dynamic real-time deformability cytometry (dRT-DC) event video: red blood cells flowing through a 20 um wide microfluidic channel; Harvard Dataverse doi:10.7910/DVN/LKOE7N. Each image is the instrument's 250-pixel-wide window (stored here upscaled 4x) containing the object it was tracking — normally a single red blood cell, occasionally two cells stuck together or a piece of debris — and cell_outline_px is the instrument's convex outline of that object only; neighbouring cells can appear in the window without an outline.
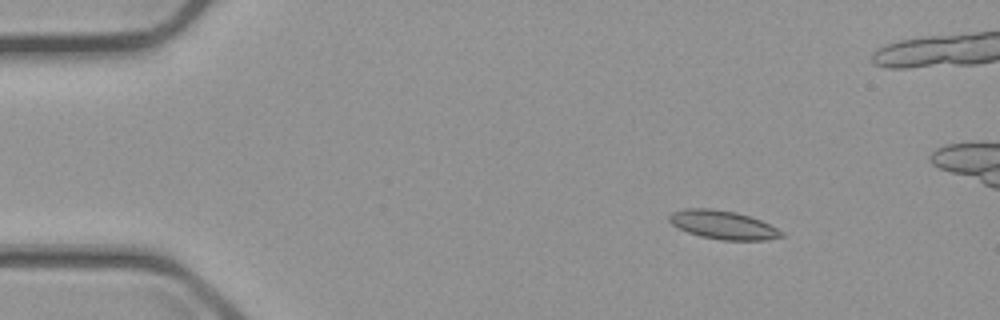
{"species": "common noctule bat (a hibernating species)", "species_latin": "Nyctalus noctula", "temperature_condition": "cold", "stored_images_in_passage": 6, "camera_frame_rate_fps": 3000, "um_per_image_px": 0.085, "animal": {"sex": "male", "body_mass_g": 23.1, "forearm_length_mm": 52.7}, "frame": {"image": 1, "passage_image": 3, "time_ms": 2.333, "image_size_px": [1000, 320], "cell_outline_px": [[784, 236], [764, 240], [720, 240], [700, 236], [688, 232], [672, 224], [668, 220], [668, 216], [672, 212], [684, 208], [712, 208], [736, 212], [760, 220], [784, 232]], "centroid_in_image_um": [61.43, 19.11], "position_along_channel_um": 23.6, "area_um2": 18.61}}